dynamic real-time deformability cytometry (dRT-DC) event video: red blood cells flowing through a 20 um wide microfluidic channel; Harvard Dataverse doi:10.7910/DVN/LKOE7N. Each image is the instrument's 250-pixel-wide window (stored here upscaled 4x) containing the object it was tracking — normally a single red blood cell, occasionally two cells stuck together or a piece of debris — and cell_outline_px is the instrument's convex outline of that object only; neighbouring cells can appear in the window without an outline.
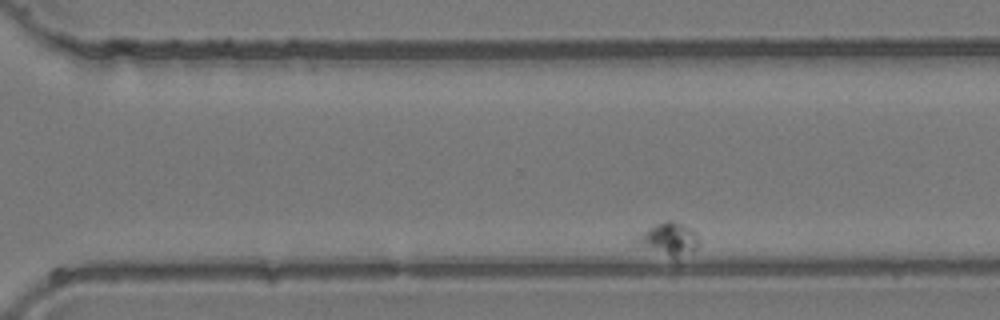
{"species": "common noctule bat (a hibernating species)", "species_latin": "Nyctalus noctula", "temperature_condition": "room temperature", "stored_images_in_passage": 36, "camera_frame_rate_fps": 3000, "um_per_image_px": 0.085, "animal": {"sex": "female", "body_mass_g": 24.6, "forearm_length_mm": 56.2}, "frame": {"image": 1, "passage_image": 31, "time_ms": 10.0, "image_size_px": [1000, 320], "cell_outline_px": [[696, 248], [692, 252], [676, 260], [672, 260], [636, 244], [632, 240], [636, 236], [648, 228], [656, 224], [668, 220], [672, 220], [692, 228], [696, 236]], "centroid_in_image_um": [56.8, 20.37], "position_along_channel_um": 313.8, "area_um2": 12.14}}